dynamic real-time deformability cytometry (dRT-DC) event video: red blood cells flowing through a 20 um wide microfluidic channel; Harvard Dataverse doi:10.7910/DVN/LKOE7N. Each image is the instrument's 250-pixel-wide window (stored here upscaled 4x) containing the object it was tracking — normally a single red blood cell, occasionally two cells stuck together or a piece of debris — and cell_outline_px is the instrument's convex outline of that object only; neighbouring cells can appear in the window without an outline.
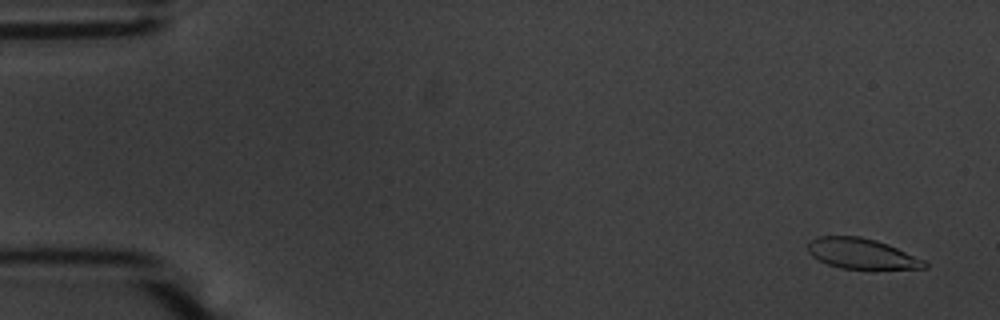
{"species": "common noctule bat (a hibernating species)", "species_latin": "Nyctalus noctula", "temperature_condition": "warm", "stored_images_in_passage": 56, "camera_frame_rate_fps": 3000, "um_per_image_px": 0.085, "animal": {"sex": "male", "body_mass_g": 20.1, "forearm_length_mm": 53.5}, "frame": {"image": 1, "passage_image": 3, "time_ms": 0.667, "image_size_px": [1000, 320], "cell_outline_px": [[928, 268], [840, 268], [828, 264], [812, 256], [808, 252], [808, 244], [816, 236], [860, 236], [876, 240], [888, 244], [924, 260], [928, 264]], "centroid_in_image_um": [73.22, 21.54], "position_along_channel_um": 11.8, "area_um2": 20.35}}
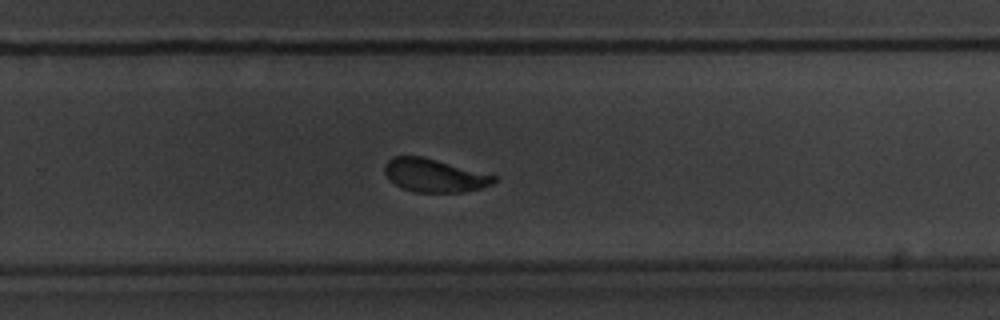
{"frame": {"image": 2, "passage_image": 37, "time_ms": 12.0, "image_size_px": [1000, 320], "cell_outline_px": [[500, 180], [484, 188], [464, 192], [412, 192], [388, 180], [384, 172], [384, 164], [392, 156], [424, 156], [496, 176]], "centroid_in_image_um": [36.92, 14.91], "position_along_channel_um": 292.9, "area_um2": 21.39}}
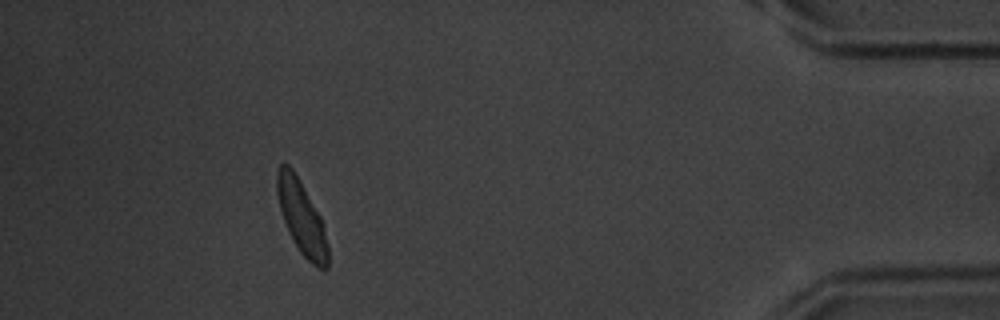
{"frame": {"image": 3, "passage_image": 51, "time_ms": 16.667, "image_size_px": [1000, 320], "cell_outline_px": [[328, 268], [324, 272], [316, 268], [300, 252], [292, 240], [288, 232], [280, 208], [276, 192], [276, 172], [280, 164], [288, 164], [292, 168], [320, 216], [324, 228], [328, 248]], "centroid_in_image_um": [25.63, 18.53], "position_along_channel_um": 409.6, "area_um2": 21.73}, "authors_computed_cell_mechanics": {"area_um2": 21.8195, "velocity_mm_per_s": 3.6416, "shape_relaxation_time_tau1_ms": 2.7252, "shape_relaxation_time_tau2_ms": 1.1543, "deformation_change_tau1": 0.1308, "deformation_change_tau2": 0.0641}}